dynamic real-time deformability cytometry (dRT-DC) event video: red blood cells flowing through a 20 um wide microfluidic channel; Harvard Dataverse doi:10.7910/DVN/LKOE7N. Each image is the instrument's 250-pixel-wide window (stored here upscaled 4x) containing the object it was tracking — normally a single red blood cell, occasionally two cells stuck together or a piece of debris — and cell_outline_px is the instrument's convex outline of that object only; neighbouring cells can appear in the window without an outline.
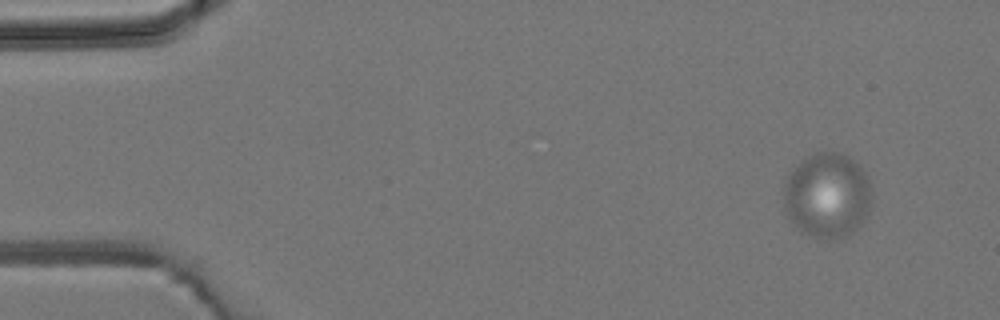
{"species": "common noctule bat (a hibernating species)", "species_latin": "Nyctalus noctula", "temperature_condition": "room temperature", "stored_images_in_passage": 4, "camera_frame_rate_fps": 3000, "um_per_image_px": 0.085, "animal": {"sex": "male", "body_mass_g": 19.2, "forearm_length_mm": 51.8}, "frame": {"image": 1, "passage_image": 1, "time_ms": 0.0, "image_size_px": [1000, 320], "cell_outline_px": [[872, 204], [864, 220], [848, 236], [836, 240], [816, 240], [800, 232], [796, 228], [788, 216], [784, 208], [784, 184], [792, 168], [800, 160], [816, 152], [836, 152], [848, 156], [860, 164], [868, 176], [872, 196]], "centroid_in_image_um": [70.32, 16.64], "position_along_channel_um": 14.7, "area_um2": 44.74}}